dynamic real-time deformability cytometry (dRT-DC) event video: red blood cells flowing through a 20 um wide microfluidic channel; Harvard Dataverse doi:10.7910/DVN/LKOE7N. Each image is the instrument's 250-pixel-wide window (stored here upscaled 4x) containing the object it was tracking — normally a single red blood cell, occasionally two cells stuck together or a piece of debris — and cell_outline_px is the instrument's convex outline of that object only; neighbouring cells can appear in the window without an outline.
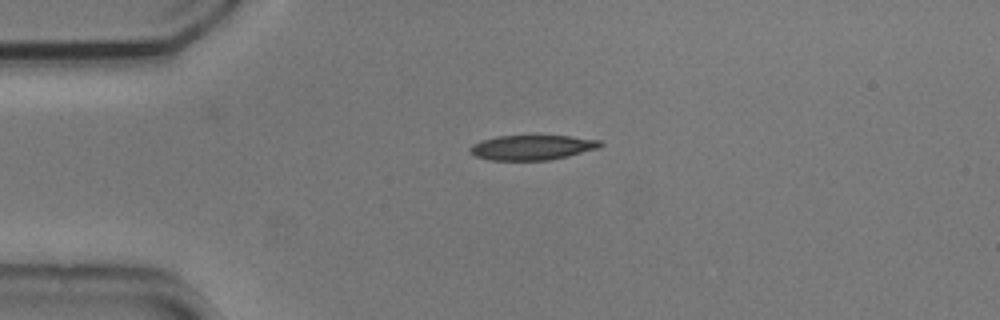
{"species": "common noctule bat (a hibernating species)", "species_latin": "Nyctalus noctula", "temperature_condition": "cold", "stored_images_in_passage": 43, "camera_frame_rate_fps": 3000, "um_per_image_px": 0.085, "animal": {"sex": "male", "body_mass_g": 20.5, "forearm_length_mm": 52.5}, "frame": {"image": 1, "passage_image": 1, "time_ms": 0.0, "image_size_px": [1000, 320], "cell_outline_px": [[604, 144], [600, 148], [568, 156], [548, 160], [492, 160], [476, 156], [468, 152], [468, 148], [472, 144], [496, 136], [568, 136], [600, 140]], "centroid_in_image_um": [45.24, 12.54], "position_along_channel_um": 39.8, "area_um2": 18.84}}
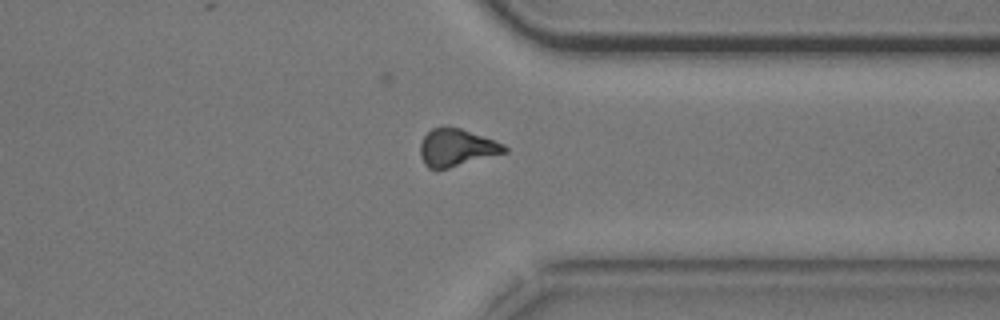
{"frame": {"image": 2, "passage_image": 30, "time_ms": 9.667, "image_size_px": [1000, 320], "cell_outline_px": [[508, 152], [436, 172], [428, 168], [424, 164], [420, 156], [420, 144], [424, 136], [432, 128], [460, 128], [504, 144], [508, 148]], "centroid_in_image_um": [38.79, 12.6], "position_along_channel_um": 372.6, "area_um2": 18.5}}
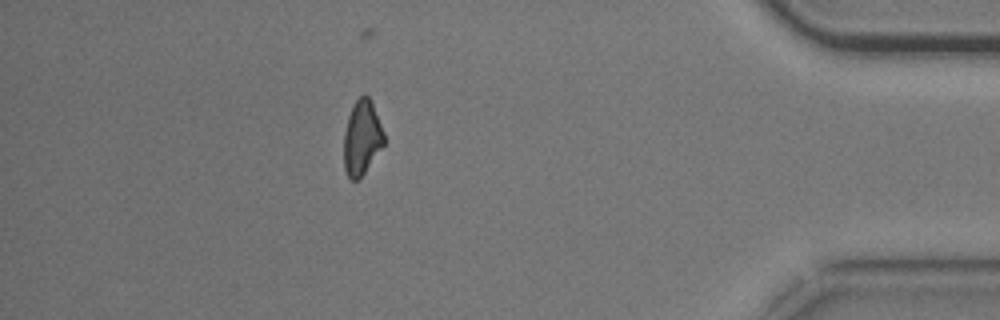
{"frame": {"image": 3, "passage_image": 36, "time_ms": 11.667, "image_size_px": [1000, 320], "cell_outline_px": [[384, 144], [364, 172], [356, 180], [352, 180], [348, 176], [344, 168], [344, 132], [348, 116], [352, 104], [364, 92], [368, 96], [372, 104], [384, 132]], "centroid_in_image_um": [30.74, 11.67], "position_along_channel_um": 404.5, "area_um2": 17.22}, "authors_computed_cell_mechanics": {"area_um2": 19.074, "velocity_mm_per_s": 3.7308, "shape_relaxation_time_tau1_ms": 5.476, "shape_relaxation_time_tau2_ms": 5.6504, "deformation_change_tau1": 0.1597, "deformation_change_tau2": 0.1527}}